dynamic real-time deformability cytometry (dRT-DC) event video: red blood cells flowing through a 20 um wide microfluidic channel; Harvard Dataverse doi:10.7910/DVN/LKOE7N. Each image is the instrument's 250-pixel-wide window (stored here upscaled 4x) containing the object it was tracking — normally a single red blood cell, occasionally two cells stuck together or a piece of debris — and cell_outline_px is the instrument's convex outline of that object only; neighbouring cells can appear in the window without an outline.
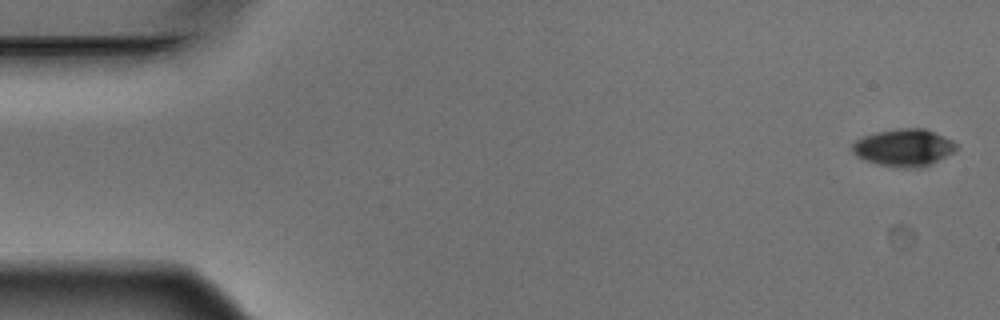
{"species": "Egyptian fruit bat (a non-hibernating species)", "species_latin": "Rousettus aegyptiacus", "temperature_condition": "warm", "stored_images_in_passage": 6, "camera_frame_rate_fps": 3000, "um_per_image_px": 0.085, "animal": {"sex": "male"}, "frame": {"image": 1, "passage_image": 1, "time_ms": 0.0, "image_size_px": [1000, 320], "cell_outline_px": [[960, 148], [924, 168], [900, 168], [880, 164], [864, 160], [856, 156], [852, 152], [852, 144], [856, 140], [864, 136], [876, 132], [896, 128], [924, 128], [952, 140]], "centroid_in_image_um": [76.83, 12.55], "position_along_channel_um": 8.2, "area_um2": 22.72}}
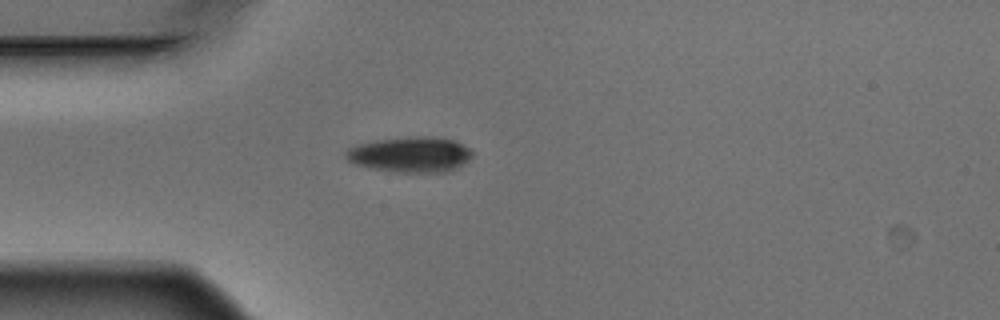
{"frame": {"image": 2, "passage_image": 5, "time_ms": 1.333, "image_size_px": [1000, 320], "cell_outline_px": [[472, 156], [468, 160], [456, 168], [448, 172], [396, 172], [372, 168], [356, 164], [348, 160], [344, 156], [344, 152], [348, 148], [356, 144], [376, 140], [408, 136], [428, 136], [456, 140], [468, 148], [472, 152]], "centroid_in_image_um": [34.86, 13.12], "position_along_channel_um": 50.1, "area_um2": 26.24}}